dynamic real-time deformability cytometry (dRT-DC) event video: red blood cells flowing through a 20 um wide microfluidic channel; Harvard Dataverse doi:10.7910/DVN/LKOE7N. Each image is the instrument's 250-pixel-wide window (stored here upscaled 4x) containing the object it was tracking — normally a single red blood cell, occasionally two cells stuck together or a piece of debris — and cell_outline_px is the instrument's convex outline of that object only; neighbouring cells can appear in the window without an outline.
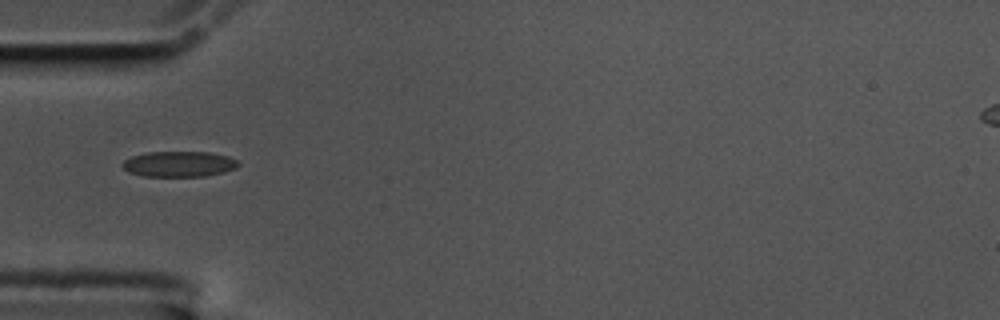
{"species": "common noctule bat (a hibernating species)", "species_latin": "Nyctalus noctula", "temperature_condition": "cold", "stored_images_in_passage": 33, "camera_frame_rate_fps": 3000, "um_per_image_px": 0.085, "animal": {"sex": "male", "body_mass_g": 17.5, "forearm_length_mm": 52.3}, "frame": {"image": 1, "passage_image": 1, "time_ms": 0.0, "image_size_px": [1000, 320], "cell_outline_px": [[240, 164], [236, 168], [224, 172], [204, 176], [140, 176], [128, 172], [120, 164], [124, 160], [132, 156], [148, 152], [208, 152], [228, 156], [236, 160]], "centroid_in_image_um": [15.19, 13.94], "position_along_channel_um": 69.8, "area_um2": 17.28}}
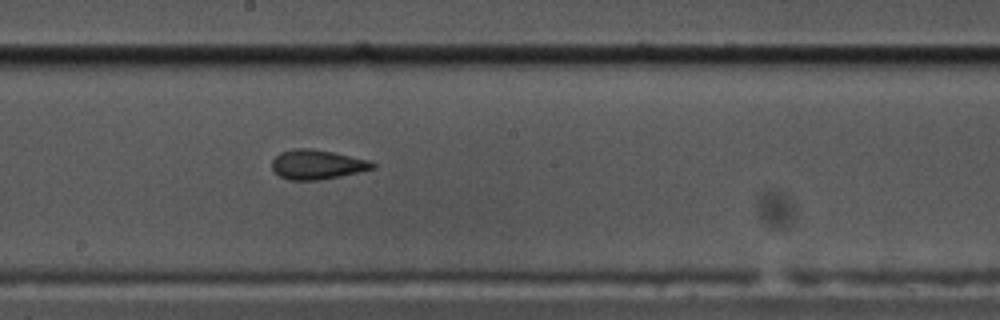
{"frame": {"image": 2, "passage_image": 14, "time_ms": 4.333, "image_size_px": [1000, 320], "cell_outline_px": [[376, 168], [360, 172], [320, 180], [288, 180], [280, 176], [272, 168], [272, 160], [280, 152], [292, 148], [312, 148], [372, 160], [376, 164]], "centroid_in_image_um": [26.99, 13.98], "position_along_channel_um": 221.2, "area_um2": 17.51}}
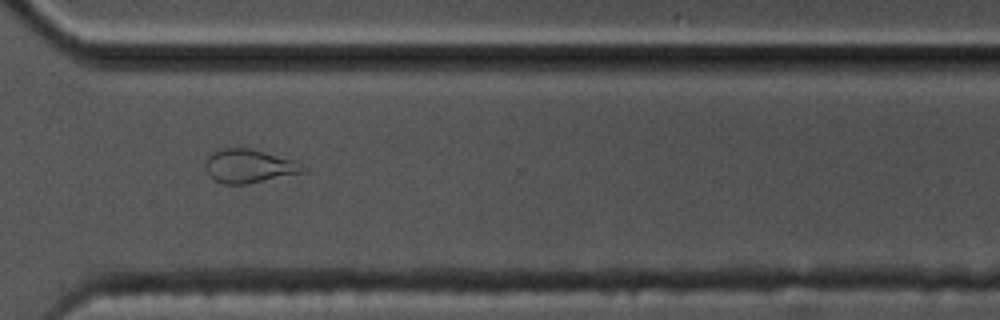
{"frame": {"image": 3, "passage_image": 25, "time_ms": 8.0, "image_size_px": [1000, 320], "cell_outline_px": [[308, 172], [244, 184], [224, 184], [212, 180], [208, 176], [204, 168], [204, 164], [208, 156], [212, 152], [220, 148], [248, 148], [296, 160], [308, 168]], "centroid_in_image_um": [21.16, 14.12], "position_along_channel_um": 349.4, "area_um2": 19.48}, "authors_computed_cell_mechanics": {"area_um2": 17.34, "velocity_mm_per_s": 3.4985, "shape_relaxation_time_tau1_ms": 9.4468, "shape_relaxation_time_tau2_ms": 2.395, "deformation_change_tau1": 0.2283, "deformation_change_tau2": 0.0794}}